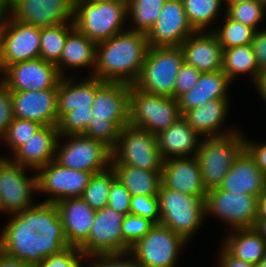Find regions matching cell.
I'll return each instance as SVG.
<instances>
[{
	"label": "cell",
	"mask_w": 266,
	"mask_h": 267,
	"mask_svg": "<svg viewBox=\"0 0 266 267\" xmlns=\"http://www.w3.org/2000/svg\"><path fill=\"white\" fill-rule=\"evenodd\" d=\"M55 205L69 246L79 248L89 237L96 210L81 197L66 198Z\"/></svg>",
	"instance_id": "7402d4cb"
},
{
	"label": "cell",
	"mask_w": 266,
	"mask_h": 267,
	"mask_svg": "<svg viewBox=\"0 0 266 267\" xmlns=\"http://www.w3.org/2000/svg\"><path fill=\"white\" fill-rule=\"evenodd\" d=\"M194 32L186 38L179 46L182 50L184 63L195 67L201 73L215 72L222 70L223 49L217 36L210 34H200Z\"/></svg>",
	"instance_id": "cb8c5ba5"
},
{
	"label": "cell",
	"mask_w": 266,
	"mask_h": 267,
	"mask_svg": "<svg viewBox=\"0 0 266 267\" xmlns=\"http://www.w3.org/2000/svg\"><path fill=\"white\" fill-rule=\"evenodd\" d=\"M70 26L68 29L65 23H61L41 28L39 57L42 60L53 64L60 60L67 36L75 29L73 20Z\"/></svg>",
	"instance_id": "836d02e7"
},
{
	"label": "cell",
	"mask_w": 266,
	"mask_h": 267,
	"mask_svg": "<svg viewBox=\"0 0 266 267\" xmlns=\"http://www.w3.org/2000/svg\"><path fill=\"white\" fill-rule=\"evenodd\" d=\"M227 1L228 4H236L239 2H246V1H250V0H225Z\"/></svg>",
	"instance_id": "6125c7cd"
},
{
	"label": "cell",
	"mask_w": 266,
	"mask_h": 267,
	"mask_svg": "<svg viewBox=\"0 0 266 267\" xmlns=\"http://www.w3.org/2000/svg\"><path fill=\"white\" fill-rule=\"evenodd\" d=\"M184 57L179 46L149 47L137 89L153 95L174 97L175 81Z\"/></svg>",
	"instance_id": "3957f363"
},
{
	"label": "cell",
	"mask_w": 266,
	"mask_h": 267,
	"mask_svg": "<svg viewBox=\"0 0 266 267\" xmlns=\"http://www.w3.org/2000/svg\"><path fill=\"white\" fill-rule=\"evenodd\" d=\"M42 126L36 121L14 117L3 138L7 140L14 153L19 147L27 143Z\"/></svg>",
	"instance_id": "ab89813d"
},
{
	"label": "cell",
	"mask_w": 266,
	"mask_h": 267,
	"mask_svg": "<svg viewBox=\"0 0 266 267\" xmlns=\"http://www.w3.org/2000/svg\"><path fill=\"white\" fill-rule=\"evenodd\" d=\"M222 71L232 81L238 73L249 72L256 86L259 85L263 74L259 70L256 57L251 44L223 49L222 52Z\"/></svg>",
	"instance_id": "d6a6232c"
},
{
	"label": "cell",
	"mask_w": 266,
	"mask_h": 267,
	"mask_svg": "<svg viewBox=\"0 0 266 267\" xmlns=\"http://www.w3.org/2000/svg\"><path fill=\"white\" fill-rule=\"evenodd\" d=\"M0 12V51L3 70L11 64L39 58L41 28L21 23L11 18L4 19Z\"/></svg>",
	"instance_id": "9c48e42d"
},
{
	"label": "cell",
	"mask_w": 266,
	"mask_h": 267,
	"mask_svg": "<svg viewBox=\"0 0 266 267\" xmlns=\"http://www.w3.org/2000/svg\"><path fill=\"white\" fill-rule=\"evenodd\" d=\"M235 230L223 248L238 260L257 265L266 255V240L254 228Z\"/></svg>",
	"instance_id": "4dcf8cb0"
},
{
	"label": "cell",
	"mask_w": 266,
	"mask_h": 267,
	"mask_svg": "<svg viewBox=\"0 0 266 267\" xmlns=\"http://www.w3.org/2000/svg\"><path fill=\"white\" fill-rule=\"evenodd\" d=\"M115 1H123V0H78L77 2H87L91 4H99V3H107V2H115Z\"/></svg>",
	"instance_id": "680465c9"
},
{
	"label": "cell",
	"mask_w": 266,
	"mask_h": 267,
	"mask_svg": "<svg viewBox=\"0 0 266 267\" xmlns=\"http://www.w3.org/2000/svg\"><path fill=\"white\" fill-rule=\"evenodd\" d=\"M229 82L231 80L222 70L201 73L197 84L178 98L181 115L207 101L227 99Z\"/></svg>",
	"instance_id": "484cf974"
},
{
	"label": "cell",
	"mask_w": 266,
	"mask_h": 267,
	"mask_svg": "<svg viewBox=\"0 0 266 267\" xmlns=\"http://www.w3.org/2000/svg\"><path fill=\"white\" fill-rule=\"evenodd\" d=\"M7 5V0H0V12L4 11Z\"/></svg>",
	"instance_id": "91938a15"
},
{
	"label": "cell",
	"mask_w": 266,
	"mask_h": 267,
	"mask_svg": "<svg viewBox=\"0 0 266 267\" xmlns=\"http://www.w3.org/2000/svg\"><path fill=\"white\" fill-rule=\"evenodd\" d=\"M254 229L266 240V218H257Z\"/></svg>",
	"instance_id": "9f6ffc18"
},
{
	"label": "cell",
	"mask_w": 266,
	"mask_h": 267,
	"mask_svg": "<svg viewBox=\"0 0 266 267\" xmlns=\"http://www.w3.org/2000/svg\"><path fill=\"white\" fill-rule=\"evenodd\" d=\"M0 267H30L24 261L10 257L0 250Z\"/></svg>",
	"instance_id": "db71d44e"
},
{
	"label": "cell",
	"mask_w": 266,
	"mask_h": 267,
	"mask_svg": "<svg viewBox=\"0 0 266 267\" xmlns=\"http://www.w3.org/2000/svg\"><path fill=\"white\" fill-rule=\"evenodd\" d=\"M65 1L74 9L78 0H65Z\"/></svg>",
	"instance_id": "be15d7a7"
},
{
	"label": "cell",
	"mask_w": 266,
	"mask_h": 267,
	"mask_svg": "<svg viewBox=\"0 0 266 267\" xmlns=\"http://www.w3.org/2000/svg\"><path fill=\"white\" fill-rule=\"evenodd\" d=\"M245 149L255 159L257 167L266 177V144L256 145L245 141Z\"/></svg>",
	"instance_id": "816d5d0a"
},
{
	"label": "cell",
	"mask_w": 266,
	"mask_h": 267,
	"mask_svg": "<svg viewBox=\"0 0 266 267\" xmlns=\"http://www.w3.org/2000/svg\"><path fill=\"white\" fill-rule=\"evenodd\" d=\"M129 214L149 219L154 224L160 223L159 199L154 196L133 195Z\"/></svg>",
	"instance_id": "ee69618b"
},
{
	"label": "cell",
	"mask_w": 266,
	"mask_h": 267,
	"mask_svg": "<svg viewBox=\"0 0 266 267\" xmlns=\"http://www.w3.org/2000/svg\"><path fill=\"white\" fill-rule=\"evenodd\" d=\"M245 149V139L235 132L207 137L200 142L196 158L206 190L217 188L229 172L235 159Z\"/></svg>",
	"instance_id": "5b68a950"
},
{
	"label": "cell",
	"mask_w": 266,
	"mask_h": 267,
	"mask_svg": "<svg viewBox=\"0 0 266 267\" xmlns=\"http://www.w3.org/2000/svg\"><path fill=\"white\" fill-rule=\"evenodd\" d=\"M11 91L0 80V137L2 138L13 121Z\"/></svg>",
	"instance_id": "c3c4849f"
},
{
	"label": "cell",
	"mask_w": 266,
	"mask_h": 267,
	"mask_svg": "<svg viewBox=\"0 0 266 267\" xmlns=\"http://www.w3.org/2000/svg\"><path fill=\"white\" fill-rule=\"evenodd\" d=\"M258 267H266V255L257 264Z\"/></svg>",
	"instance_id": "94428289"
},
{
	"label": "cell",
	"mask_w": 266,
	"mask_h": 267,
	"mask_svg": "<svg viewBox=\"0 0 266 267\" xmlns=\"http://www.w3.org/2000/svg\"><path fill=\"white\" fill-rule=\"evenodd\" d=\"M0 71L3 72L2 63H1V51H0Z\"/></svg>",
	"instance_id": "e7e4bbea"
},
{
	"label": "cell",
	"mask_w": 266,
	"mask_h": 267,
	"mask_svg": "<svg viewBox=\"0 0 266 267\" xmlns=\"http://www.w3.org/2000/svg\"><path fill=\"white\" fill-rule=\"evenodd\" d=\"M125 214L108 206L96 210L88 239L79 247L85 254H126L130 248L125 244L122 222Z\"/></svg>",
	"instance_id": "7c38bea8"
},
{
	"label": "cell",
	"mask_w": 266,
	"mask_h": 267,
	"mask_svg": "<svg viewBox=\"0 0 266 267\" xmlns=\"http://www.w3.org/2000/svg\"><path fill=\"white\" fill-rule=\"evenodd\" d=\"M266 0H250L228 4L226 15L232 20L251 26L256 30L257 24L264 15Z\"/></svg>",
	"instance_id": "f35d334b"
},
{
	"label": "cell",
	"mask_w": 266,
	"mask_h": 267,
	"mask_svg": "<svg viewBox=\"0 0 266 267\" xmlns=\"http://www.w3.org/2000/svg\"><path fill=\"white\" fill-rule=\"evenodd\" d=\"M222 254L221 260H220V267H258L256 264H252L249 262H244L242 260H238L234 257H232L224 248L221 249Z\"/></svg>",
	"instance_id": "f5cc1de1"
},
{
	"label": "cell",
	"mask_w": 266,
	"mask_h": 267,
	"mask_svg": "<svg viewBox=\"0 0 266 267\" xmlns=\"http://www.w3.org/2000/svg\"><path fill=\"white\" fill-rule=\"evenodd\" d=\"M13 116L41 125H58V89L11 91Z\"/></svg>",
	"instance_id": "d6986e66"
},
{
	"label": "cell",
	"mask_w": 266,
	"mask_h": 267,
	"mask_svg": "<svg viewBox=\"0 0 266 267\" xmlns=\"http://www.w3.org/2000/svg\"><path fill=\"white\" fill-rule=\"evenodd\" d=\"M161 182L167 189H172L205 200L207 190L202 182L199 162L196 156L173 157L163 161Z\"/></svg>",
	"instance_id": "44dd1931"
},
{
	"label": "cell",
	"mask_w": 266,
	"mask_h": 267,
	"mask_svg": "<svg viewBox=\"0 0 266 267\" xmlns=\"http://www.w3.org/2000/svg\"><path fill=\"white\" fill-rule=\"evenodd\" d=\"M222 29L213 33L217 36L222 49H229L241 45H249L253 41L256 30L251 26L236 22L225 15Z\"/></svg>",
	"instance_id": "74e56055"
},
{
	"label": "cell",
	"mask_w": 266,
	"mask_h": 267,
	"mask_svg": "<svg viewBox=\"0 0 266 267\" xmlns=\"http://www.w3.org/2000/svg\"><path fill=\"white\" fill-rule=\"evenodd\" d=\"M196 32L188 21L182 0H167L147 34L149 47L180 46Z\"/></svg>",
	"instance_id": "e0dca14e"
},
{
	"label": "cell",
	"mask_w": 266,
	"mask_h": 267,
	"mask_svg": "<svg viewBox=\"0 0 266 267\" xmlns=\"http://www.w3.org/2000/svg\"><path fill=\"white\" fill-rule=\"evenodd\" d=\"M259 70L266 74V30L256 31L251 42Z\"/></svg>",
	"instance_id": "681fc988"
},
{
	"label": "cell",
	"mask_w": 266,
	"mask_h": 267,
	"mask_svg": "<svg viewBox=\"0 0 266 267\" xmlns=\"http://www.w3.org/2000/svg\"><path fill=\"white\" fill-rule=\"evenodd\" d=\"M110 164L161 171L163 159L158 149L157 136L140 128L124 126L120 129L117 144L112 149Z\"/></svg>",
	"instance_id": "ba28073f"
},
{
	"label": "cell",
	"mask_w": 266,
	"mask_h": 267,
	"mask_svg": "<svg viewBox=\"0 0 266 267\" xmlns=\"http://www.w3.org/2000/svg\"><path fill=\"white\" fill-rule=\"evenodd\" d=\"M201 72L195 67L183 64L177 74L174 88V98L178 99L190 91L198 82Z\"/></svg>",
	"instance_id": "7dc6e473"
},
{
	"label": "cell",
	"mask_w": 266,
	"mask_h": 267,
	"mask_svg": "<svg viewBox=\"0 0 266 267\" xmlns=\"http://www.w3.org/2000/svg\"><path fill=\"white\" fill-rule=\"evenodd\" d=\"M127 2L99 4L77 2L73 9L75 28L96 44L122 32L127 14Z\"/></svg>",
	"instance_id": "8992f818"
},
{
	"label": "cell",
	"mask_w": 266,
	"mask_h": 267,
	"mask_svg": "<svg viewBox=\"0 0 266 267\" xmlns=\"http://www.w3.org/2000/svg\"><path fill=\"white\" fill-rule=\"evenodd\" d=\"M207 212L225 219L233 230L254 228L258 216V197L213 188L205 196Z\"/></svg>",
	"instance_id": "8fae6325"
},
{
	"label": "cell",
	"mask_w": 266,
	"mask_h": 267,
	"mask_svg": "<svg viewBox=\"0 0 266 267\" xmlns=\"http://www.w3.org/2000/svg\"><path fill=\"white\" fill-rule=\"evenodd\" d=\"M37 191L54 194L56 197L45 200V203H56L66 198L81 197L93 175L82 170L69 169L55 160L39 168Z\"/></svg>",
	"instance_id": "9a60e30c"
},
{
	"label": "cell",
	"mask_w": 266,
	"mask_h": 267,
	"mask_svg": "<svg viewBox=\"0 0 266 267\" xmlns=\"http://www.w3.org/2000/svg\"><path fill=\"white\" fill-rule=\"evenodd\" d=\"M153 226L154 223L147 218L126 214L121 227L125 244L131 248L143 238Z\"/></svg>",
	"instance_id": "7bdbcfd3"
},
{
	"label": "cell",
	"mask_w": 266,
	"mask_h": 267,
	"mask_svg": "<svg viewBox=\"0 0 266 267\" xmlns=\"http://www.w3.org/2000/svg\"><path fill=\"white\" fill-rule=\"evenodd\" d=\"M91 120H111L119 129L129 125V84L103 81L92 104Z\"/></svg>",
	"instance_id": "ffe728a7"
},
{
	"label": "cell",
	"mask_w": 266,
	"mask_h": 267,
	"mask_svg": "<svg viewBox=\"0 0 266 267\" xmlns=\"http://www.w3.org/2000/svg\"><path fill=\"white\" fill-rule=\"evenodd\" d=\"M228 102L226 99L210 100L206 103L186 111L182 116L190 127L199 135L206 137L224 136L217 129L223 122L227 112Z\"/></svg>",
	"instance_id": "f1b7e54d"
},
{
	"label": "cell",
	"mask_w": 266,
	"mask_h": 267,
	"mask_svg": "<svg viewBox=\"0 0 266 267\" xmlns=\"http://www.w3.org/2000/svg\"><path fill=\"white\" fill-rule=\"evenodd\" d=\"M167 0H130L127 3V12L133 15L136 31L148 34L160 16V12Z\"/></svg>",
	"instance_id": "e575fe53"
},
{
	"label": "cell",
	"mask_w": 266,
	"mask_h": 267,
	"mask_svg": "<svg viewBox=\"0 0 266 267\" xmlns=\"http://www.w3.org/2000/svg\"><path fill=\"white\" fill-rule=\"evenodd\" d=\"M69 247L55 203L14 213L0 236V250L30 267Z\"/></svg>",
	"instance_id": "6da1fadb"
},
{
	"label": "cell",
	"mask_w": 266,
	"mask_h": 267,
	"mask_svg": "<svg viewBox=\"0 0 266 267\" xmlns=\"http://www.w3.org/2000/svg\"><path fill=\"white\" fill-rule=\"evenodd\" d=\"M102 171L93 174L89 180L88 186L83 191L81 198L95 210L103 209L107 206L109 192L112 181L116 178L115 171Z\"/></svg>",
	"instance_id": "d590c367"
},
{
	"label": "cell",
	"mask_w": 266,
	"mask_h": 267,
	"mask_svg": "<svg viewBox=\"0 0 266 267\" xmlns=\"http://www.w3.org/2000/svg\"><path fill=\"white\" fill-rule=\"evenodd\" d=\"M98 257L100 261L93 263L91 267H138L135 260L120 259L124 254H93L88 257ZM120 257V258H119ZM120 260V261H119Z\"/></svg>",
	"instance_id": "f907efd6"
},
{
	"label": "cell",
	"mask_w": 266,
	"mask_h": 267,
	"mask_svg": "<svg viewBox=\"0 0 266 267\" xmlns=\"http://www.w3.org/2000/svg\"><path fill=\"white\" fill-rule=\"evenodd\" d=\"M178 99L153 95L129 85V125L154 135L167 130L181 117Z\"/></svg>",
	"instance_id": "277c9868"
},
{
	"label": "cell",
	"mask_w": 266,
	"mask_h": 267,
	"mask_svg": "<svg viewBox=\"0 0 266 267\" xmlns=\"http://www.w3.org/2000/svg\"><path fill=\"white\" fill-rule=\"evenodd\" d=\"M186 119L181 116L167 130L157 134V144L161 157L164 160L171 156L186 157V155L194 151L196 156L200 143H197V136Z\"/></svg>",
	"instance_id": "4316f807"
},
{
	"label": "cell",
	"mask_w": 266,
	"mask_h": 267,
	"mask_svg": "<svg viewBox=\"0 0 266 267\" xmlns=\"http://www.w3.org/2000/svg\"><path fill=\"white\" fill-rule=\"evenodd\" d=\"M132 195L123 184L115 178L112 181L107 206L117 212L129 214Z\"/></svg>",
	"instance_id": "bcb514c9"
},
{
	"label": "cell",
	"mask_w": 266,
	"mask_h": 267,
	"mask_svg": "<svg viewBox=\"0 0 266 267\" xmlns=\"http://www.w3.org/2000/svg\"><path fill=\"white\" fill-rule=\"evenodd\" d=\"M92 107L75 109L65 113L58 121L59 136L84 134L92 118Z\"/></svg>",
	"instance_id": "60d3db41"
},
{
	"label": "cell",
	"mask_w": 266,
	"mask_h": 267,
	"mask_svg": "<svg viewBox=\"0 0 266 267\" xmlns=\"http://www.w3.org/2000/svg\"><path fill=\"white\" fill-rule=\"evenodd\" d=\"M258 90L260 91L262 97L266 101V74L263 75L259 85L257 86Z\"/></svg>",
	"instance_id": "6f0895ef"
},
{
	"label": "cell",
	"mask_w": 266,
	"mask_h": 267,
	"mask_svg": "<svg viewBox=\"0 0 266 267\" xmlns=\"http://www.w3.org/2000/svg\"><path fill=\"white\" fill-rule=\"evenodd\" d=\"M87 256L88 254H85L79 248L69 247L59 254L46 257L34 267H81L80 259L87 258Z\"/></svg>",
	"instance_id": "f6af8a7d"
},
{
	"label": "cell",
	"mask_w": 266,
	"mask_h": 267,
	"mask_svg": "<svg viewBox=\"0 0 266 267\" xmlns=\"http://www.w3.org/2000/svg\"><path fill=\"white\" fill-rule=\"evenodd\" d=\"M116 178L133 195L158 197L161 187V171L143 170L129 165L111 164Z\"/></svg>",
	"instance_id": "f546056e"
},
{
	"label": "cell",
	"mask_w": 266,
	"mask_h": 267,
	"mask_svg": "<svg viewBox=\"0 0 266 267\" xmlns=\"http://www.w3.org/2000/svg\"><path fill=\"white\" fill-rule=\"evenodd\" d=\"M58 83L57 112L58 119L65 113L75 109H88L92 107L97 87L103 82L98 78L91 77L80 84H72V80L62 79Z\"/></svg>",
	"instance_id": "83f0119b"
},
{
	"label": "cell",
	"mask_w": 266,
	"mask_h": 267,
	"mask_svg": "<svg viewBox=\"0 0 266 267\" xmlns=\"http://www.w3.org/2000/svg\"><path fill=\"white\" fill-rule=\"evenodd\" d=\"M158 199L159 224L170 228L187 241L205 216V200L167 189L162 184Z\"/></svg>",
	"instance_id": "52a82bcc"
},
{
	"label": "cell",
	"mask_w": 266,
	"mask_h": 267,
	"mask_svg": "<svg viewBox=\"0 0 266 267\" xmlns=\"http://www.w3.org/2000/svg\"><path fill=\"white\" fill-rule=\"evenodd\" d=\"M119 134L120 129L111 120H90L83 135L103 142L112 150L117 144Z\"/></svg>",
	"instance_id": "b9f144b4"
},
{
	"label": "cell",
	"mask_w": 266,
	"mask_h": 267,
	"mask_svg": "<svg viewBox=\"0 0 266 267\" xmlns=\"http://www.w3.org/2000/svg\"><path fill=\"white\" fill-rule=\"evenodd\" d=\"M67 137L71 140L55 156V161L61 166L96 174L105 171L111 163L112 150L103 142L82 134Z\"/></svg>",
	"instance_id": "4fadbf2b"
},
{
	"label": "cell",
	"mask_w": 266,
	"mask_h": 267,
	"mask_svg": "<svg viewBox=\"0 0 266 267\" xmlns=\"http://www.w3.org/2000/svg\"><path fill=\"white\" fill-rule=\"evenodd\" d=\"M96 43L76 28L67 36L60 60L55 64L62 76V65L69 67H92L96 64Z\"/></svg>",
	"instance_id": "1f68e13d"
},
{
	"label": "cell",
	"mask_w": 266,
	"mask_h": 267,
	"mask_svg": "<svg viewBox=\"0 0 266 267\" xmlns=\"http://www.w3.org/2000/svg\"><path fill=\"white\" fill-rule=\"evenodd\" d=\"M12 9V18L40 28L65 23L73 16V8L65 0H7L5 11Z\"/></svg>",
	"instance_id": "ac0fdd59"
},
{
	"label": "cell",
	"mask_w": 266,
	"mask_h": 267,
	"mask_svg": "<svg viewBox=\"0 0 266 267\" xmlns=\"http://www.w3.org/2000/svg\"><path fill=\"white\" fill-rule=\"evenodd\" d=\"M32 190L37 188V176L27 178L24 167L8 159H0V211L17 213L30 208Z\"/></svg>",
	"instance_id": "2e32d148"
},
{
	"label": "cell",
	"mask_w": 266,
	"mask_h": 267,
	"mask_svg": "<svg viewBox=\"0 0 266 267\" xmlns=\"http://www.w3.org/2000/svg\"><path fill=\"white\" fill-rule=\"evenodd\" d=\"M257 218H266V190L258 197Z\"/></svg>",
	"instance_id": "11a10c76"
},
{
	"label": "cell",
	"mask_w": 266,
	"mask_h": 267,
	"mask_svg": "<svg viewBox=\"0 0 266 267\" xmlns=\"http://www.w3.org/2000/svg\"><path fill=\"white\" fill-rule=\"evenodd\" d=\"M187 241L161 224H154L149 232L130 248L138 267H174L180 247Z\"/></svg>",
	"instance_id": "30bf717a"
},
{
	"label": "cell",
	"mask_w": 266,
	"mask_h": 267,
	"mask_svg": "<svg viewBox=\"0 0 266 267\" xmlns=\"http://www.w3.org/2000/svg\"><path fill=\"white\" fill-rule=\"evenodd\" d=\"M223 0H182L187 18L196 32H201L218 14Z\"/></svg>",
	"instance_id": "8d00e7d4"
},
{
	"label": "cell",
	"mask_w": 266,
	"mask_h": 267,
	"mask_svg": "<svg viewBox=\"0 0 266 267\" xmlns=\"http://www.w3.org/2000/svg\"><path fill=\"white\" fill-rule=\"evenodd\" d=\"M58 127L43 125L27 143L23 144L14 152L13 162L23 167L39 169L50 161L55 160V152L60 146ZM54 157V158H53Z\"/></svg>",
	"instance_id": "d4e9b609"
},
{
	"label": "cell",
	"mask_w": 266,
	"mask_h": 267,
	"mask_svg": "<svg viewBox=\"0 0 266 267\" xmlns=\"http://www.w3.org/2000/svg\"><path fill=\"white\" fill-rule=\"evenodd\" d=\"M218 188L234 194L259 197L266 190V177L257 167L255 159L244 149L235 159Z\"/></svg>",
	"instance_id": "603a6c76"
},
{
	"label": "cell",
	"mask_w": 266,
	"mask_h": 267,
	"mask_svg": "<svg viewBox=\"0 0 266 267\" xmlns=\"http://www.w3.org/2000/svg\"><path fill=\"white\" fill-rule=\"evenodd\" d=\"M3 73L6 77L2 79V83L10 91L58 89L62 77L55 64L40 57L8 65Z\"/></svg>",
	"instance_id": "5bb4252c"
},
{
	"label": "cell",
	"mask_w": 266,
	"mask_h": 267,
	"mask_svg": "<svg viewBox=\"0 0 266 267\" xmlns=\"http://www.w3.org/2000/svg\"><path fill=\"white\" fill-rule=\"evenodd\" d=\"M148 49L147 34L131 30L117 33L97 43L96 74L92 77L133 85L140 76Z\"/></svg>",
	"instance_id": "7a4b0ae2"
}]
</instances>
